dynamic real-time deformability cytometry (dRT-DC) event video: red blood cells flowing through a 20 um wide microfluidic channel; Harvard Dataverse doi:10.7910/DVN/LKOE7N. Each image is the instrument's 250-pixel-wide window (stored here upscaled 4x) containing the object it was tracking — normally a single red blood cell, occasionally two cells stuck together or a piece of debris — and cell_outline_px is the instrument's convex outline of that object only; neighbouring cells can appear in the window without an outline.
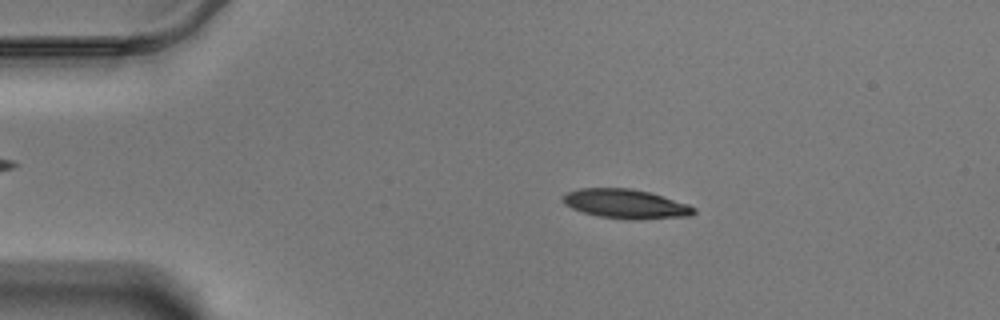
{"species": "Egyptian fruit bat (a non-hibernating species)", "species_latin": "Rousettus aegyptiacus", "temperature_condition": "warm", "stored_images_in_passage": 59, "camera_frame_rate_fps": 3000, "um_per_image_px": 0.085, "animal": {"sex": "male"}, "frame": {"image": 1, "passage_image": 12, "time_ms": 3.667, "image_size_px": [1000, 320], "cell_outline_px": [[696, 212], [692, 216], [632, 220], [596, 216], [572, 208], [564, 204], [560, 200], [568, 192], [580, 188], [632, 188], [648, 192], [688, 204], [696, 208]], "centroid_in_image_um": [53.19, 17.34], "position_along_channel_um": 31.8, "area_um2": 22.37}}
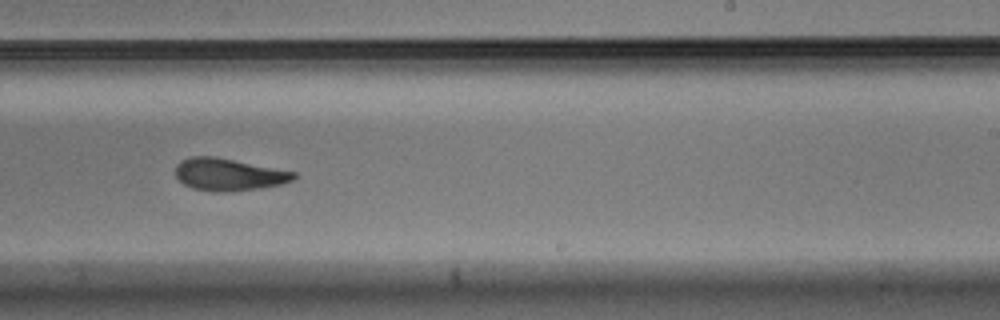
{"frame": {"image": 2, "passage_image": 37, "time_ms": 12.0, "image_size_px": [1000, 320], "cell_outline_px": [[296, 176], [292, 180], [280, 184], [260, 188], [228, 192], [212, 192], [192, 188], [184, 184], [176, 176], [176, 164], [180, 160], [192, 156], [212, 156], [296, 172]], "centroid_in_image_um": [19.39, 14.84], "position_along_channel_um": 269.6, "area_um2": 22.08}}
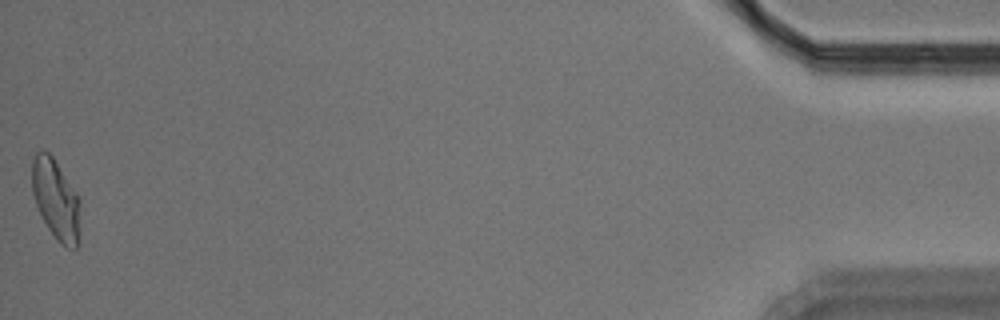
{"frame": {"image": 3, "passage_image": 59, "time_ms": 19.333, "image_size_px": [1000, 320], "cell_outline_px": [[80, 232], [76, 248], [68, 248], [60, 244], [56, 240], [48, 228], [36, 204], [32, 192], [32, 160], [36, 152], [48, 152], [52, 156], [76, 192], [80, 200]], "centroid_in_image_um": [4.77, 16.99], "position_along_channel_um": 430.4, "area_um2": 22.48}, "authors_computed_cell_mechanics": {"area_um2": 22.3686, "velocity_mm_per_s": 3.4728, "shape_relaxation_time_tau1_ms": 6.8213, "shape_relaxation_time_tau2_ms": 3.7931, "deformation_change_tau1": 0.1941, "deformation_change_tau2": 0.1105}}